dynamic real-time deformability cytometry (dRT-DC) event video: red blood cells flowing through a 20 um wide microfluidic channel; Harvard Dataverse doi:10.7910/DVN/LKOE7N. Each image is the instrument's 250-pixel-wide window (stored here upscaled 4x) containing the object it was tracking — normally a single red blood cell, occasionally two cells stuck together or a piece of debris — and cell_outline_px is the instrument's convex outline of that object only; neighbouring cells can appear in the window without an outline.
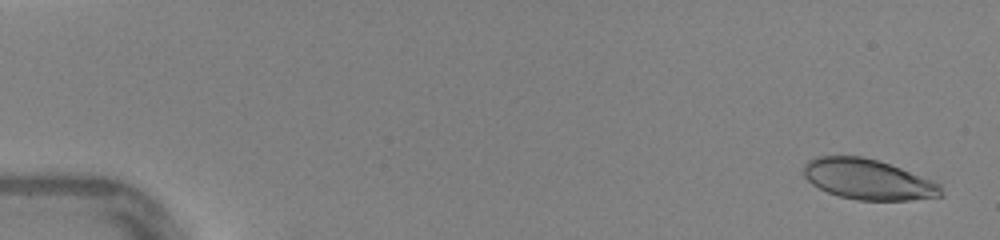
{"species": "human", "species_latin": "Homo sapiens", "temperature_condition": "warm", "stored_images_in_passage": 47, "camera_frame_rate_fps": 3000, "um_per_image_px": 0.085, "donor": {"sex": "female"}, "frame": {"image": 1, "passage_image": 2, "time_ms": 0.333, "image_size_px": [1000, 240], "cell_outline_px": [[944, 196], [908, 200], [856, 200], [840, 196], [828, 192], [812, 184], [804, 176], [804, 164], [808, 160], [816, 156], [860, 156], [876, 160], [900, 168], [932, 180], [940, 184]], "centroid_in_image_um": [73.78, 15.25], "position_along_channel_um": 11.2, "area_um2": 32.14}}
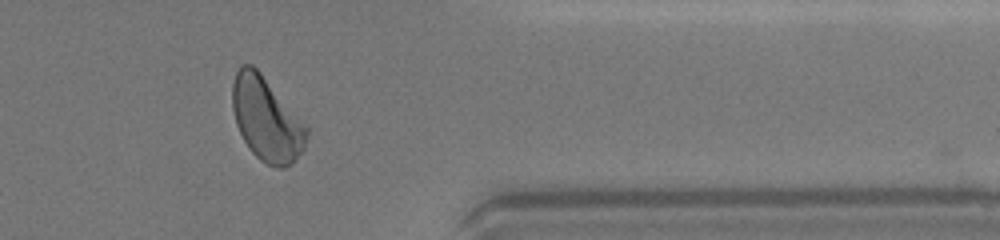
{"frame": {"image": 2, "passage_image": 39, "time_ms": 12.667, "image_size_px": [1000, 240], "cell_outline_px": [[308, 136], [304, 148], [284, 168], [280, 168], [268, 164], [260, 160], [252, 152], [244, 140], [236, 124], [232, 108], [232, 84], [236, 72], [240, 64], [252, 64], [260, 72], [308, 128]], "centroid_in_image_um": [22.62, 10.1], "position_along_channel_um": 388.8, "area_um2": 35.6}}
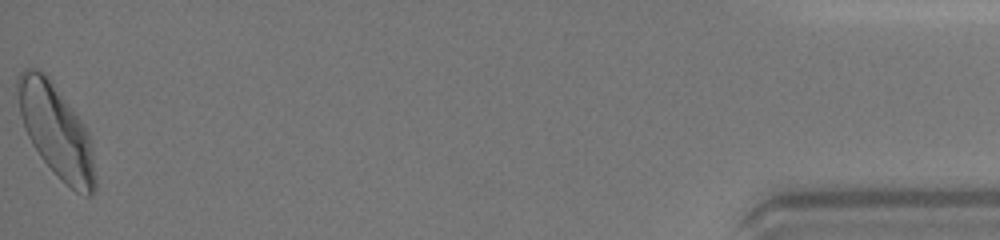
{"frame": {"image": 3, "passage_image": 47, "time_ms": 15.333, "image_size_px": [1000, 240], "cell_outline_px": [[96, 188], [92, 196], [84, 196], [76, 192], [60, 180], [52, 172], [40, 156], [32, 144], [24, 128], [20, 116], [16, 88], [16, 80], [20, 72], [24, 68], [36, 68], [44, 72], [48, 76], [80, 120], [88, 132], [92, 148], [96, 180]], "centroid_in_image_um": [4.76, 11.16], "position_along_channel_um": 430.4, "area_um2": 41.96}, "authors_computed_cell_mechanics": {"area_um2": 35.0846, "velocity_mm_per_s": 4.363, "shape_relaxation_time_tau1_ms": 3.3609, "shape_relaxation_time_tau2_ms": 1.0247, "deformation_change_tau1": 0.1539, "deformation_change_tau2": 0.0817}}